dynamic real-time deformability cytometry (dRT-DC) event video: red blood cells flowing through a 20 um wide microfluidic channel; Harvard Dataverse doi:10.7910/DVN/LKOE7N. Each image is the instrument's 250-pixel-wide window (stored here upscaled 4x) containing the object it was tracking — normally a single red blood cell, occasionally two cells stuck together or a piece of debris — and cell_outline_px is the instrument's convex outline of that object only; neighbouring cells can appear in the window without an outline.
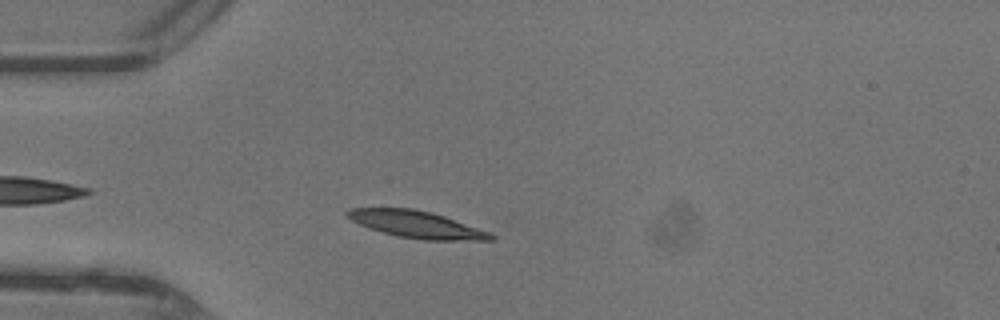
{"species": "common noctule bat (a hibernating species)", "species_latin": "Nyctalus noctula", "temperature_condition": "warm", "stored_images_in_passage": 38, "camera_frame_rate_fps": 3000, "um_per_image_px": 0.085, "animal": {"sex": "female"}, "frame": {"image": 1, "passage_image": 4, "time_ms": 1.0, "image_size_px": [1000, 320], "cell_outline_px": [[496, 240], [424, 240], [396, 236], [360, 224], [352, 220], [344, 212], [348, 208], [412, 208], [432, 212], [492, 232], [496, 236]], "centroid_in_image_um": [35.48, 19.07], "position_along_channel_um": 49.5, "area_um2": 22.54}}
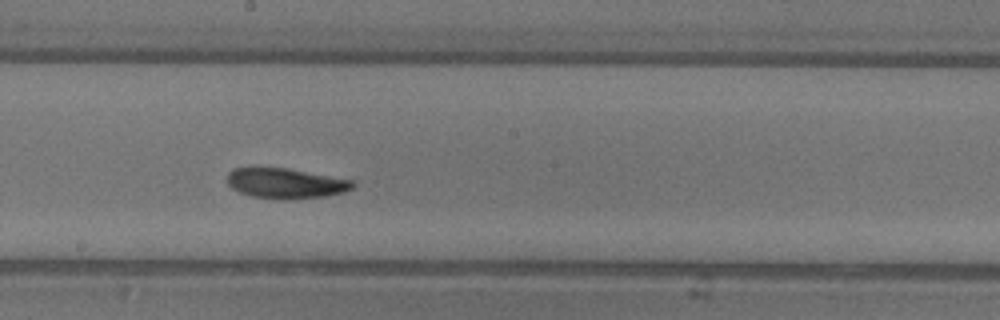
{"frame": {"image": 2, "passage_image": 17, "time_ms": 5.333, "image_size_px": [1000, 320], "cell_outline_px": [[356, 184], [352, 188], [344, 192], [324, 196], [284, 200], [280, 200], [252, 196], [240, 192], [232, 188], [228, 184], [228, 172], [236, 168], [284, 168], [356, 180]], "centroid_in_image_um": [24.32, 15.59], "position_along_channel_um": 223.9, "area_um2": 22.02}}
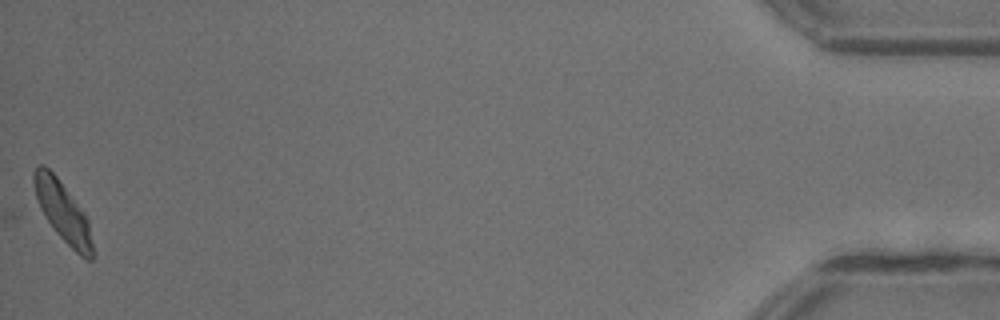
{"frame": {"image": 3, "passage_image": 38, "time_ms": 12.333, "image_size_px": [1000, 320], "cell_outline_px": [[92, 260], [84, 260], [56, 232], [40, 208], [36, 196], [32, 180], [32, 172], [40, 164], [44, 164], [56, 176], [88, 220], [92, 244]], "centroid_in_image_um": [5.31, 17.99], "position_along_channel_um": 429.9, "area_um2": 19.83}, "authors_computed_cell_mechanics": {"area_um2": 21.7906, "velocity_mm_per_s": 4.3599, "shape_relaxation_time_tau1_ms": 2.8307, "shape_relaxation_time_tau2_ms": 2.1537, "deformation_change_tau1": 0.1226, "deformation_change_tau2": 0.0767}}